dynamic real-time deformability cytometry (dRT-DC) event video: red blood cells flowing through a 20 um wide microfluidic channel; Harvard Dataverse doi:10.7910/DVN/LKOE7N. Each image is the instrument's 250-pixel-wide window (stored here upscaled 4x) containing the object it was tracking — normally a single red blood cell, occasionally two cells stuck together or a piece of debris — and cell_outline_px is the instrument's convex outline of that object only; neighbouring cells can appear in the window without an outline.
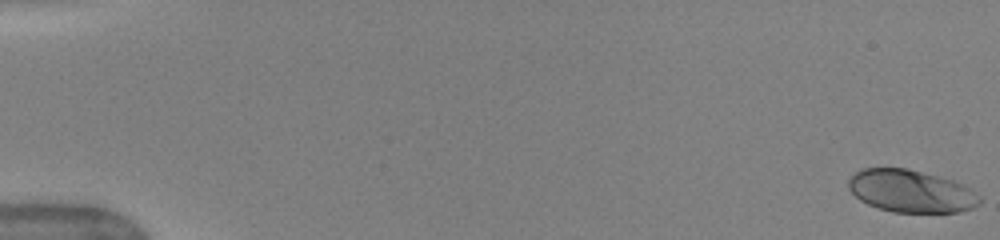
{"species": "human", "species_latin": "Homo sapiens", "temperature_condition": "warm", "stored_images_in_passage": 46, "camera_frame_rate_fps": 3000, "um_per_image_px": 0.085, "donor": {"sex": "female"}, "frame": {"image": 1, "passage_image": 1, "time_ms": 0.0, "image_size_px": [1000, 240], "cell_outline_px": [[984, 200], [980, 204], [972, 208], [960, 212], [892, 212], [868, 204], [860, 200], [848, 188], [848, 180], [860, 168], [908, 168], [952, 180], [972, 188]], "centroid_in_image_um": [77.47, 16.25], "position_along_channel_um": 7.5, "area_um2": 32.6}}
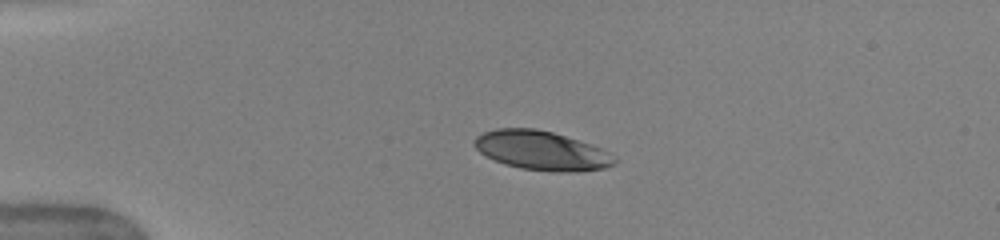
{"frame": {"image": 2, "passage_image": 16, "time_ms": 4.0, "image_size_px": [1000, 240], "cell_outline_px": [[616, 164], [604, 168], [568, 172], [552, 172], [520, 168], [504, 164], [480, 152], [472, 144], [472, 140], [476, 136], [484, 132], [496, 128], [536, 128], [552, 132], [600, 148], [608, 152], [616, 160]], "centroid_in_image_um": [45.98, 12.8], "position_along_channel_um": 39.0, "area_um2": 31.67}}
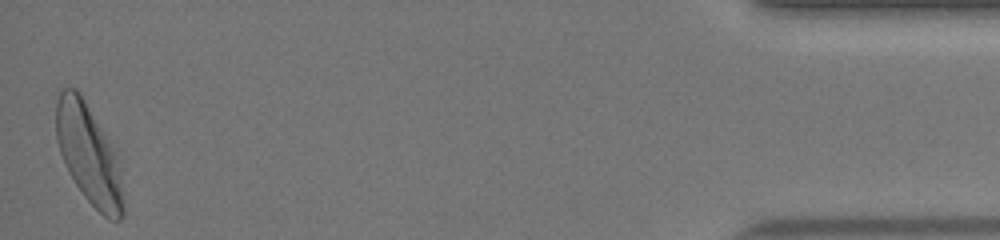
{"frame": {"image": 3, "passage_image": 46, "time_ms": 16.667, "image_size_px": [1000, 240], "cell_outline_px": [[124, 216], [120, 220], [108, 220], [84, 196], [76, 184], [60, 152], [56, 140], [56, 100], [60, 92], [64, 88], [76, 88], [80, 92], [104, 136], [112, 152], [124, 204]], "centroid_in_image_um": [7.47, 13.12], "position_along_channel_um": 427.7, "area_um2": 36.93}, "authors_computed_cell_mechanics": {"area_um2": 33.3506, "velocity_mm_per_s": 4.0207, "shape_relaxation_time_tau1_ms": 2.8355, "shape_relaxation_time_tau2_ms": null, "deformation_change_tau1": 0.1635, "deformation_change_tau2": null}}